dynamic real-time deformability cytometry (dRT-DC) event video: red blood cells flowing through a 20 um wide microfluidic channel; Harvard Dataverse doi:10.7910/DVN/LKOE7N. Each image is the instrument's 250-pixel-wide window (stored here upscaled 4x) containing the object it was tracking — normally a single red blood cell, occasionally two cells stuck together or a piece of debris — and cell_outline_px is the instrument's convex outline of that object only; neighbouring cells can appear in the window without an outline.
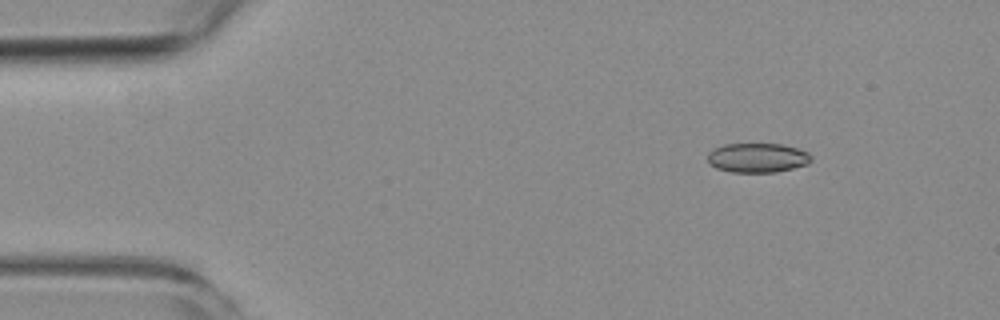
{"species": "common noctule bat (a hibernating species)", "species_latin": "Nyctalus noctula", "temperature_condition": "room temperature", "stored_images_in_passage": 5, "segment_of_instrument_passage": [1, 2], "camera_frame_rate_fps": 3000, "um_per_image_px": 0.085, "animal": {"sex": "female", "body_mass_g": 19.3, "forearm_length_mm": 54.1}, "frame": {"image": 1, "passage_image": 2, "time_ms": 1.0, "image_size_px": [1000, 320], "cell_outline_px": [[812, 160], [808, 164], [776, 172], [732, 172], [716, 168], [708, 160], [708, 152], [724, 144], [780, 144], [796, 148], [808, 152], [812, 156]], "centroid_in_image_um": [64.41, 13.41], "position_along_channel_um": 20.6, "area_um2": 17.63}}